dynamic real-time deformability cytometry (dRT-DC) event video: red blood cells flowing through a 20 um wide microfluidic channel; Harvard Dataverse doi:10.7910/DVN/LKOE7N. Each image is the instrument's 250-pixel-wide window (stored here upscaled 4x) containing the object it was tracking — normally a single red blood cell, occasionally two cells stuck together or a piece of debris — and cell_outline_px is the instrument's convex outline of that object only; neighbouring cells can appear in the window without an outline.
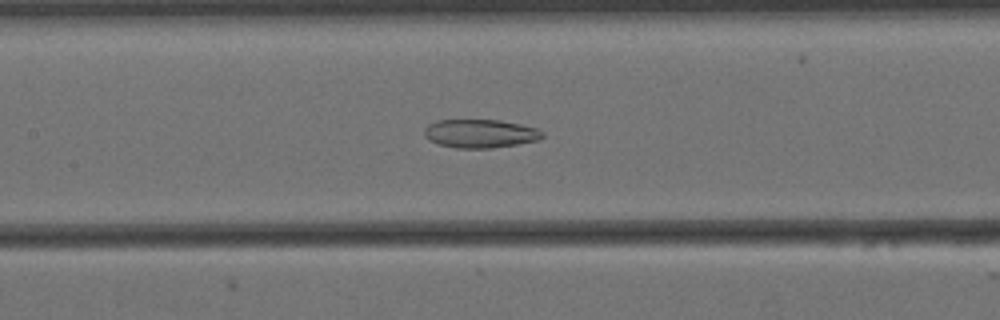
{"species": "Egyptian fruit bat (a non-hibernating species)", "species_latin": "Rousettus aegyptiacus", "temperature_condition": "cold", "stored_images_in_passage": 55, "camera_frame_rate_fps": 3000, "um_per_image_px": 0.085, "animal": {"sex": "female"}, "frame": {"image": 1, "passage_image": 23, "time_ms": 7.333, "image_size_px": [1000, 320], "cell_outline_px": [[544, 136], [540, 140], [492, 148], [456, 148], [440, 144], [428, 140], [424, 136], [424, 128], [428, 124], [436, 120], [500, 120], [520, 124], [536, 128], [544, 132]], "centroid_in_image_um": [40.81, 11.35], "position_along_channel_um": 166.6, "area_um2": 19.71}}
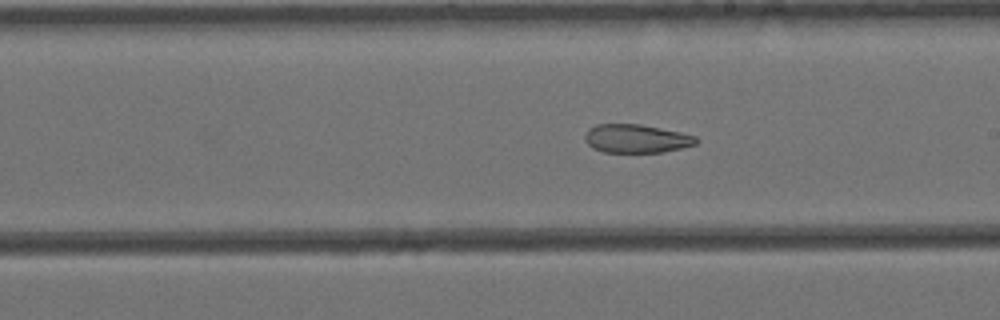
{"frame": {"image": 2, "passage_image": 29, "time_ms": 9.333, "image_size_px": [1000, 320], "cell_outline_px": [[700, 140], [696, 144], [664, 152], [604, 152], [592, 148], [584, 140], [584, 136], [588, 128], [596, 124], [640, 124], [680, 132], [696, 136]], "centroid_in_image_um": [54.07, 11.78], "position_along_channel_um": 234.9, "area_um2": 18.55}}
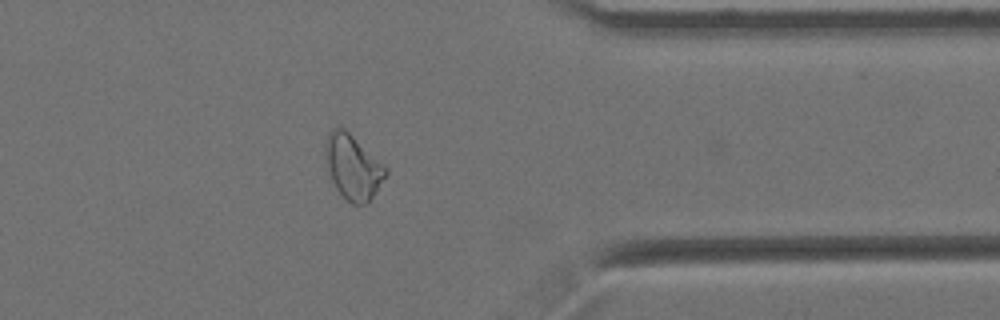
{"frame": {"image": 3, "passage_image": 43, "time_ms": 14.0, "image_size_px": [1000, 320], "cell_outline_px": [[388, 172], [372, 196], [364, 204], [352, 204], [336, 188], [332, 180], [328, 168], [324, 152], [328, 132], [332, 128], [344, 128], [384, 164], [388, 168]], "centroid_in_image_um": [29.99, 14.16], "position_along_channel_um": 381.4, "area_um2": 22.2}, "authors_computed_cell_mechanics": {"area_um2": 23.0622, "velocity_mm_per_s": 3.4415, "shape_relaxation_time_tau1_ms": null, "shape_relaxation_time_tau2_ms": 4.5156, "deformation_change_tau1": null, "deformation_change_tau2": 0.1153}}